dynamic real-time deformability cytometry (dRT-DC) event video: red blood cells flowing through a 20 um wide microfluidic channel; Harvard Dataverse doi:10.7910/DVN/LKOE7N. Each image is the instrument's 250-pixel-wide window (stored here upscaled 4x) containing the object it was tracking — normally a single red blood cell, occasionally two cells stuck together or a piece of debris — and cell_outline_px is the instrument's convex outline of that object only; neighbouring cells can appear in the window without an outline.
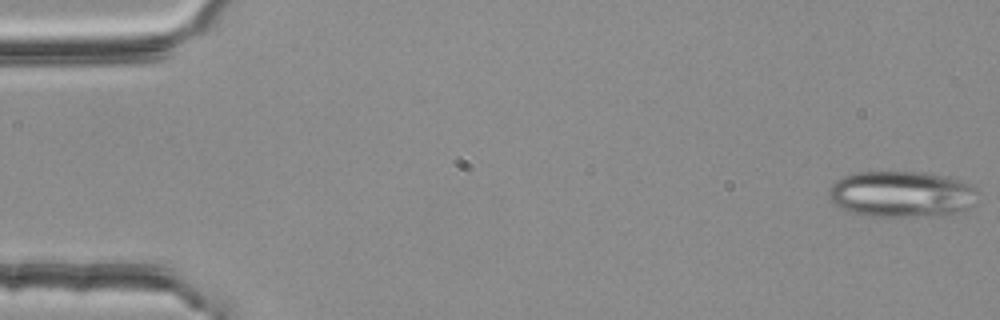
{"species": "common noctule bat (a hibernating species)", "species_latin": "Nyctalus noctula", "temperature_condition": "room temperature", "stored_images_in_passage": 54, "camera_frame_rate_fps": 3000, "um_per_image_px": 0.085, "animal": {"sex": "female", "body_mass_g": 25.1}, "frame": {"image": 1, "passage_image": 1, "time_ms": 0.0, "image_size_px": [1000, 320], "cell_outline_px": [[980, 192], [976, 204], [968, 208], [956, 212], [912, 216], [864, 216], [840, 208], [828, 196], [828, 188], [836, 180], [844, 176], [856, 172], [924, 172], [948, 176], [968, 184], [976, 188]], "centroid_in_image_um": [76.64, 16.48], "position_along_channel_um": 8.4, "area_um2": 40.11}}
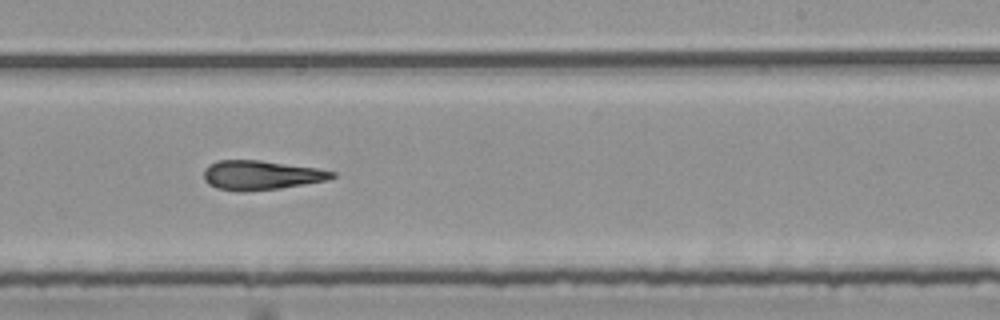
{"frame": {"image": 2, "passage_image": 33, "time_ms": 10.667, "image_size_px": [1000, 320], "cell_outline_px": [[336, 176], [328, 180], [280, 188], [244, 192], [240, 192], [216, 188], [204, 180], [204, 168], [208, 164], [216, 160], [260, 160], [316, 168], [336, 172]], "centroid_in_image_um": [22.16, 14.89], "position_along_channel_um": 266.8, "area_um2": 22.02}}
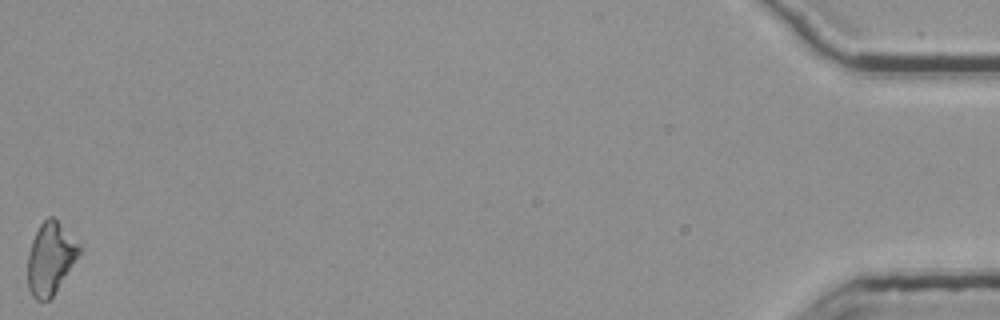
{"frame": {"image": 3, "passage_image": 54, "time_ms": 17.667, "image_size_px": [1000, 320], "cell_outline_px": [[80, 252], [52, 296], [48, 300], [36, 300], [32, 296], [28, 288], [28, 252], [32, 240], [40, 224], [48, 216], [52, 216], [80, 244]], "centroid_in_image_um": [4.25, 21.95], "position_along_channel_um": 430.9, "area_um2": 21.1}, "authors_computed_cell_mechanics": {"area_um2": 22.3108, "velocity_mm_per_s": 3.7888, "shape_relaxation_time_tau1_ms": null, "shape_relaxation_time_tau2_ms": 10.8581, "deformation_change_tau1": null, "deformation_change_tau2": 0.2792}}